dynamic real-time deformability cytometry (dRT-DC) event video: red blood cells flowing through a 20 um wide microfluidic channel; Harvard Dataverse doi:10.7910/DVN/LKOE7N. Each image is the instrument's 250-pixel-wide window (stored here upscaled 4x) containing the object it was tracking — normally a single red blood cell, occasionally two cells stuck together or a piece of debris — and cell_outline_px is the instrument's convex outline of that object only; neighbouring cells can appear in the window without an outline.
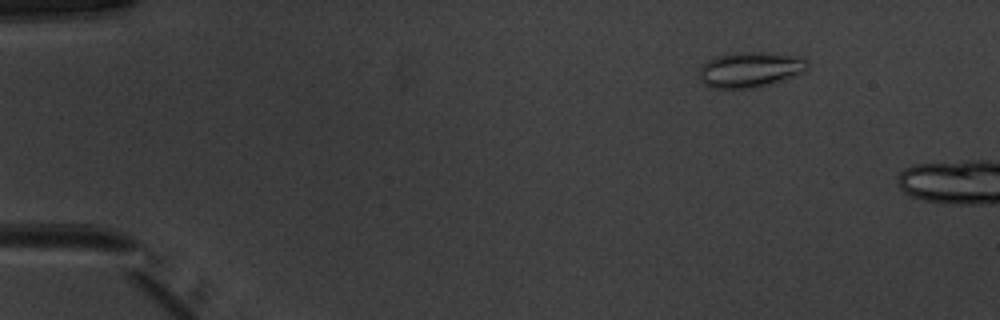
{"species": "common noctule bat (a hibernating species)", "species_latin": "Nyctalus noctula", "temperature_condition": "warm", "stored_images_in_passage": 8, "camera_frame_rate_fps": 3000, "um_per_image_px": 0.085, "animal": {"sex": "male", "body_mass_g": 20.1, "forearm_length_mm": 53.5}, "frame": {"image": 1, "passage_image": 1, "time_ms": 0.0, "image_size_px": [1000, 320], "cell_outline_px": [[808, 68], [804, 72], [768, 84], [752, 88], [712, 88], [704, 84], [700, 80], [700, 68], [708, 60], [716, 56], [736, 52], [760, 52], [804, 56], [808, 60]], "centroid_in_image_um": [63.79, 5.9], "position_along_channel_um": 21.2, "area_um2": 22.31}}